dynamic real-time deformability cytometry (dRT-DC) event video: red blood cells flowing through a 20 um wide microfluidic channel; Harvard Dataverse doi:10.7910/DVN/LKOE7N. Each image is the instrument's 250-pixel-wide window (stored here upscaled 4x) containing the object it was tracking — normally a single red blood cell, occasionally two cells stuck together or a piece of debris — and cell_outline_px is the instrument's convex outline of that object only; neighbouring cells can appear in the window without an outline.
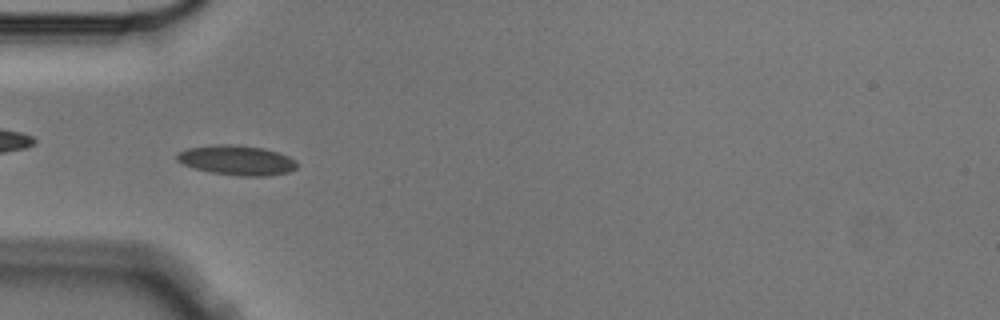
{"species": "Egyptian fruit bat (a non-hibernating species)", "species_latin": "Rousettus aegyptiacus", "temperature_condition": "cold", "stored_images_in_passage": 5, "camera_frame_rate_fps": 3000, "um_per_image_px": 0.085, "animal": {"sex": "male"}, "frame": {"image": 1, "passage_image": 4, "time_ms": 1.0, "image_size_px": [1000, 320], "cell_outline_px": [[300, 164], [296, 168], [288, 172], [268, 176], [240, 176], [212, 172], [196, 168], [184, 164], [176, 160], [176, 156], [180, 152], [188, 148], [212, 144], [232, 144], [264, 148], [288, 156], [296, 160]], "centroid_in_image_um": [20.17, 13.61], "position_along_channel_um": 64.8, "area_um2": 20.81}}
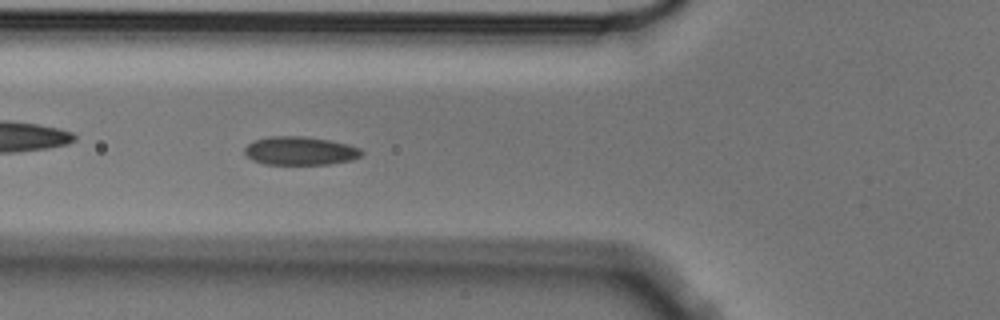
{"frame": {"image": 2, "passage_image": 5, "time_ms": 1.333, "image_size_px": [1000, 320], "cell_outline_px": [[364, 152], [360, 156], [352, 160], [328, 164], [264, 164], [252, 160], [244, 152], [244, 148], [248, 144], [256, 140], [272, 136], [304, 136], [328, 140], [348, 144], [360, 148]], "centroid_in_image_um": [25.52, 12.82], "position_along_channel_um": 100.3, "area_um2": 19.31}}